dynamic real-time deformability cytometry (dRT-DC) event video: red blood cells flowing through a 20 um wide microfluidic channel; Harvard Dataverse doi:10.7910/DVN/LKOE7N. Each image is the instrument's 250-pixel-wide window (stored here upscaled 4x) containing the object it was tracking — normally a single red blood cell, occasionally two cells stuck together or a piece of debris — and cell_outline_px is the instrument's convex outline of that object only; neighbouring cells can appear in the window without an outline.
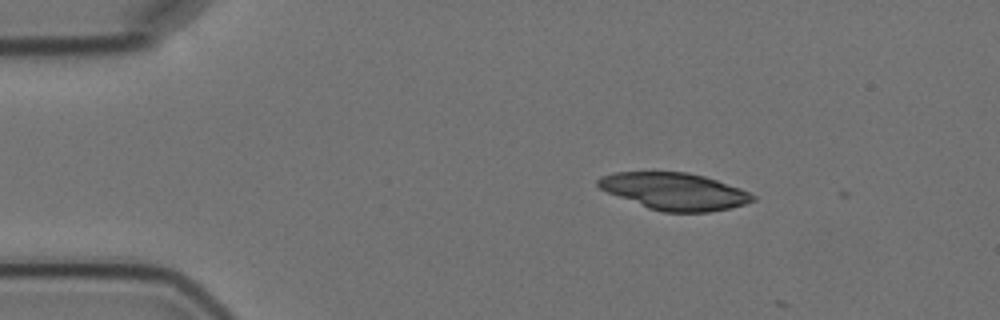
{"species": "Egyptian fruit bat (a non-hibernating species)", "species_latin": "Rousettus aegyptiacus", "temperature_condition": "cold", "stored_images_in_passage": 2, "camera_frame_rate_fps": 3000, "um_per_image_px": 0.085, "animal": {"sex": "female"}, "frame": {"image": 1, "passage_image": 1, "time_ms": 0.0, "image_size_px": [1000, 320], "cell_outline_px": [[756, 200], [744, 204], [728, 208], [708, 212], [664, 212], [648, 208], [608, 192], [600, 188], [596, 184], [596, 180], [600, 176], [616, 172], [688, 172], [704, 176], [740, 188], [756, 196]], "centroid_in_image_um": [57.32, 16.26], "position_along_channel_um": 27.7, "area_um2": 33.12}}